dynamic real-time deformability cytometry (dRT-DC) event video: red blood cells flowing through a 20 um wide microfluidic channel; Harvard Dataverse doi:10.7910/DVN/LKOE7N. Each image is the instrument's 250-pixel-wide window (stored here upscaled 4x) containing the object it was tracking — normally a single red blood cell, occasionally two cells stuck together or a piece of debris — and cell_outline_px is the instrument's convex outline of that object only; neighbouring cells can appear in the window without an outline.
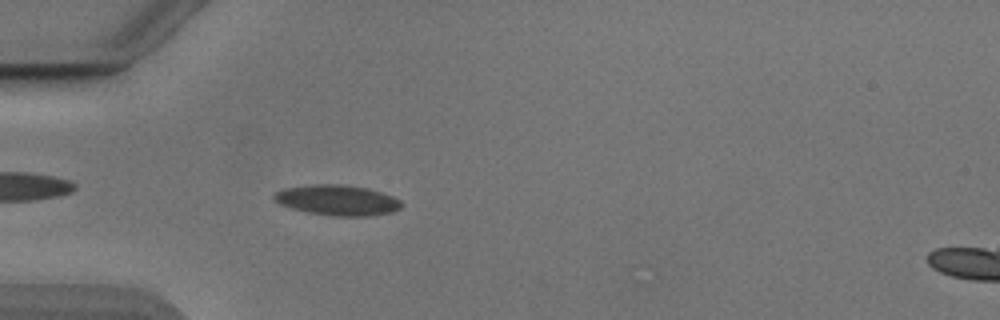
{"species": "Egyptian fruit bat (a non-hibernating species)", "species_latin": "Rousettus aegyptiacus", "temperature_condition": "cold", "stored_images_in_passage": 51, "camera_frame_rate_fps": 3000, "um_per_image_px": 0.085, "animal": {"sex": "male"}, "frame": {"image": 1, "passage_image": 14, "time_ms": 4.333, "image_size_px": [1000, 320], "cell_outline_px": [[400, 208], [392, 212], [368, 216], [332, 216], [308, 212], [292, 208], [280, 204], [272, 200], [272, 196], [276, 192], [284, 188], [312, 184], [340, 184], [368, 188], [392, 196], [400, 200]], "centroid_in_image_um": [28.64, 17.01], "position_along_channel_um": 56.4, "area_um2": 22.54}}
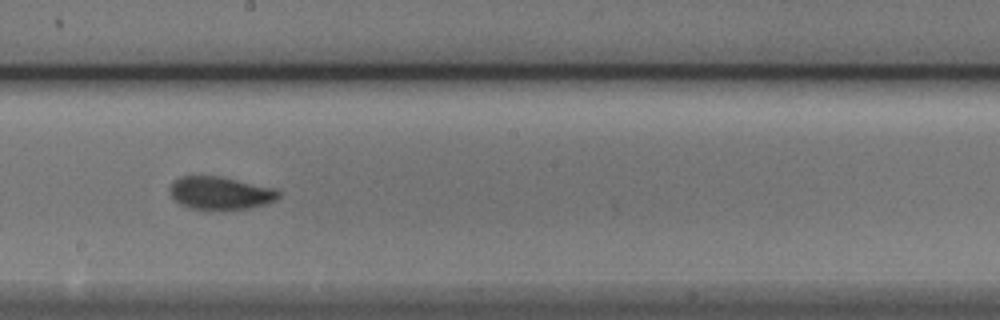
{"frame": {"image": 2, "passage_image": 28, "time_ms": 9.0, "image_size_px": [1000, 320], "cell_outline_px": [[280, 196], [276, 200], [264, 204], [248, 208], [220, 212], [208, 212], [188, 208], [180, 204], [172, 196], [168, 188], [180, 176], [220, 176], [276, 188], [280, 192]], "centroid_in_image_um": [18.73, 16.45], "position_along_channel_um": 229.5, "area_um2": 21.5}}
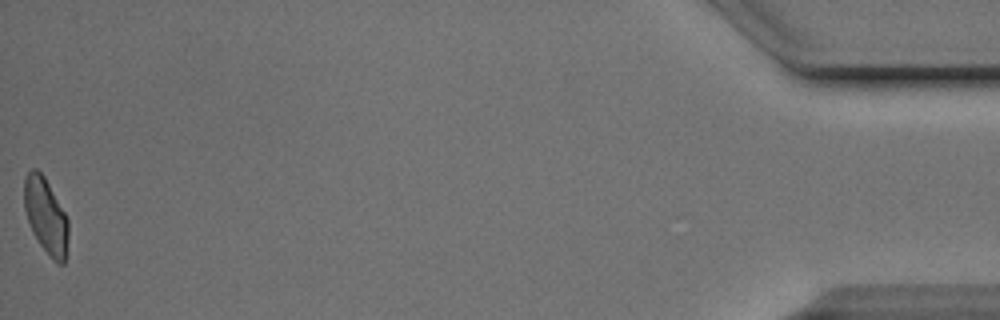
{"frame": {"image": 3, "passage_image": 51, "time_ms": 16.667, "image_size_px": [1000, 320], "cell_outline_px": [[68, 240], [64, 264], [60, 264], [52, 260], [40, 244], [32, 232], [24, 208], [24, 176], [32, 168], [36, 168], [44, 176], [64, 212], [68, 220]], "centroid_in_image_um": [3.89, 18.35], "position_along_channel_um": 431.3, "area_um2": 19.36}, "authors_computed_cell_mechanics": {"area_um2": 20.519, "velocity_mm_per_s": 3.878, "shape_relaxation_time_tau1_ms": 3.348, "shape_relaxation_time_tau2_ms": 1.25, "deformation_change_tau1": 0.1214, "deformation_change_tau2": 0.049}}